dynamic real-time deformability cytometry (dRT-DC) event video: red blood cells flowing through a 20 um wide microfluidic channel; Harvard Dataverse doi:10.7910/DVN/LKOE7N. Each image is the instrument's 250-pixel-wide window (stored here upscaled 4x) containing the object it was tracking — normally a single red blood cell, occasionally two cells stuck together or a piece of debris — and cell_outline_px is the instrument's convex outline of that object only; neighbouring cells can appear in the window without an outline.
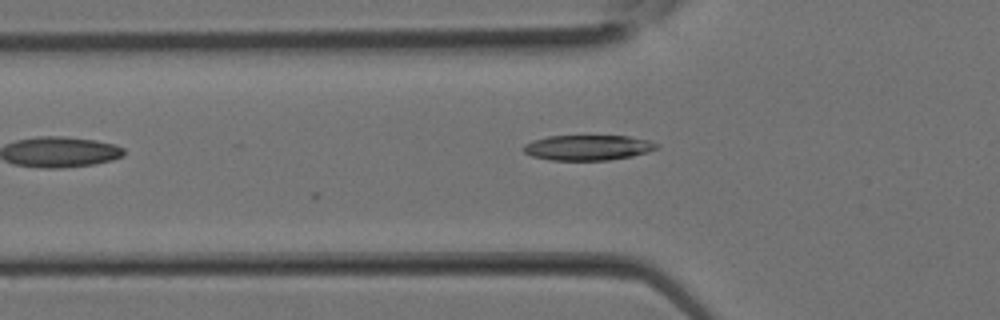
{"species": "Egyptian fruit bat (a non-hibernating species)", "species_latin": "Rousettus aegyptiacus", "temperature_condition": "room temperature", "stored_images_in_passage": 8, "camera_frame_rate_fps": 3000, "um_per_image_px": 0.085, "animal": {"sex": "female"}, "frame": {"image": 1, "passage_image": 8, "time_ms": 2.333, "image_size_px": [1000, 320], "cell_outline_px": [[660, 148], [648, 152], [632, 156], [608, 160], [552, 160], [532, 156], [524, 152], [520, 148], [524, 144], [532, 140], [548, 136], [628, 136], [648, 140], [660, 144]], "centroid_in_image_um": [49.97, 12.54], "position_along_channel_um": 75.8, "area_um2": 19.77}}